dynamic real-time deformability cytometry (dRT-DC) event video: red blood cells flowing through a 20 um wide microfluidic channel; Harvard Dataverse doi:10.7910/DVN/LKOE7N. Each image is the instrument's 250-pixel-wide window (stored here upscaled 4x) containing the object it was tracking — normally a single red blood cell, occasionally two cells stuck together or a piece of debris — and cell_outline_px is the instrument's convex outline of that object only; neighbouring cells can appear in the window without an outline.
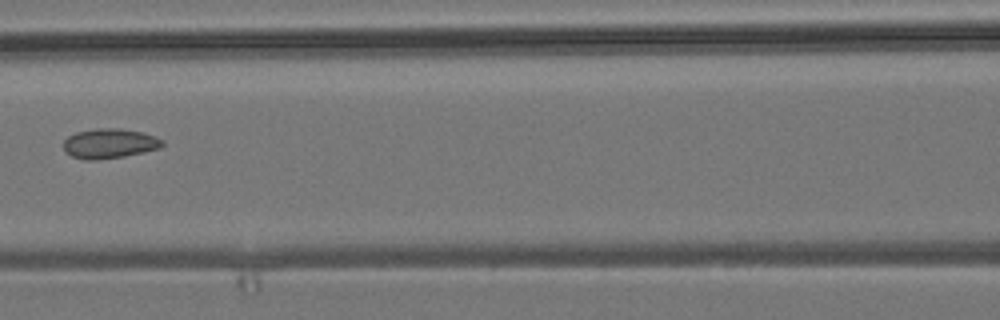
{"species": "common noctule bat (a hibernating species)", "species_latin": "Nyctalus noctula", "temperature_condition": "room temperature", "stored_images_in_passage": 8, "camera_frame_rate_fps": 3000, "um_per_image_px": 0.085, "animal": {"sex": "male", "body_mass_g": 19.2, "forearm_length_mm": 51.8}, "frame": {"image": 1, "passage_image": 7, "time_ms": 7.0, "image_size_px": [1000, 320], "cell_outline_px": [[164, 144], [160, 148], [144, 152], [124, 156], [96, 160], [84, 160], [72, 156], [64, 152], [64, 140], [68, 136], [76, 132], [96, 128], [120, 128], [140, 132], [156, 136], [164, 140]], "centroid_in_image_um": [9.3, 12.2], "position_along_channel_um": 157.3, "area_um2": 17.28}}
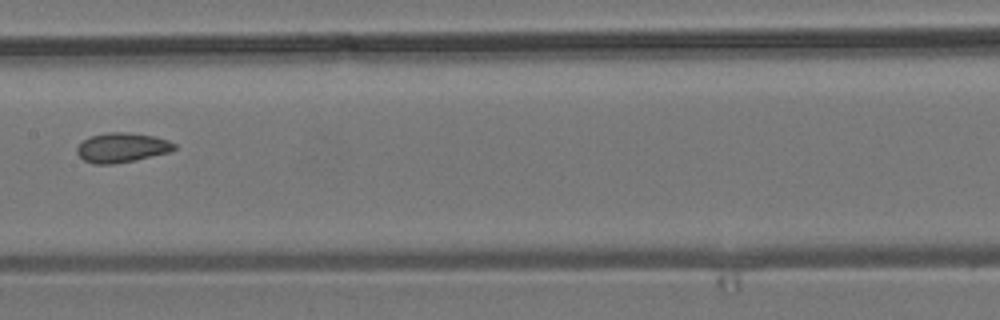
{"frame": {"image": 2, "passage_image": 8, "time_ms": 8.0, "image_size_px": [1000, 320], "cell_outline_px": [[176, 148], [168, 152], [136, 160], [112, 164], [92, 164], [84, 160], [76, 152], [76, 148], [88, 136], [108, 132], [128, 132], [152, 136], [168, 140], [176, 144]], "centroid_in_image_um": [10.34, 12.54], "position_along_channel_um": 197.1, "area_um2": 16.76}}